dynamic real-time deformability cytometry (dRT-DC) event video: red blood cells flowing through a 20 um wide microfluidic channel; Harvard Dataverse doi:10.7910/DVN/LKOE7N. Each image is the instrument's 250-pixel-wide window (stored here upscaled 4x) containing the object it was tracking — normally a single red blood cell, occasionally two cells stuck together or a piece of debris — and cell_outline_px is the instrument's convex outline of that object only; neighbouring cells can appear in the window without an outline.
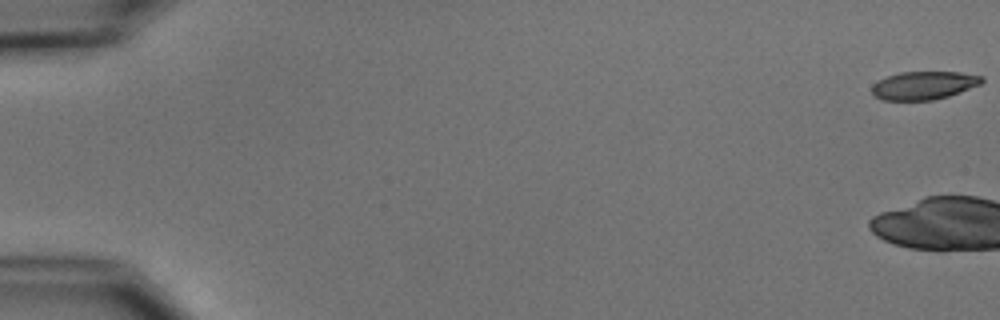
{"species": "common noctule bat (a hibernating species)", "species_latin": "Nyctalus noctula", "temperature_condition": "cold", "stored_images_in_passage": 6, "camera_frame_rate_fps": 3000, "um_per_image_px": 0.085, "animal": {"sex": "male", "body_mass_g": 15.6}, "frame": {"image": 1, "passage_image": 1, "time_ms": 0.0, "image_size_px": [1000, 320], "cell_outline_px": [[984, 80], [980, 84], [960, 92], [948, 96], [932, 100], [880, 100], [872, 96], [872, 84], [888, 76], [900, 72], [960, 72], [984, 76]], "centroid_in_image_um": [78.51, 7.26], "position_along_channel_um": 6.5, "area_um2": 18.09}}